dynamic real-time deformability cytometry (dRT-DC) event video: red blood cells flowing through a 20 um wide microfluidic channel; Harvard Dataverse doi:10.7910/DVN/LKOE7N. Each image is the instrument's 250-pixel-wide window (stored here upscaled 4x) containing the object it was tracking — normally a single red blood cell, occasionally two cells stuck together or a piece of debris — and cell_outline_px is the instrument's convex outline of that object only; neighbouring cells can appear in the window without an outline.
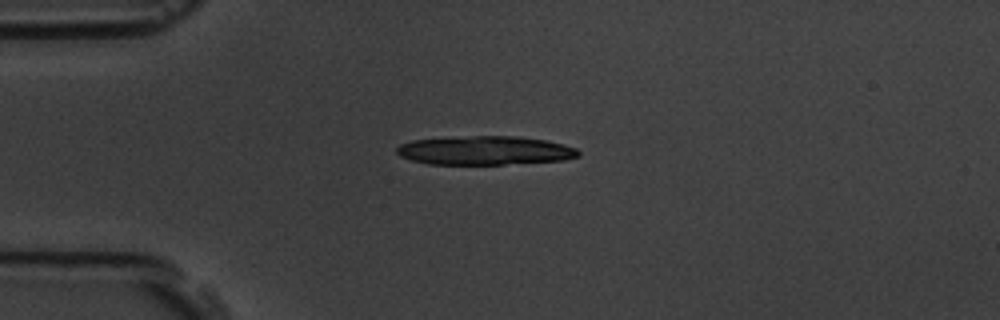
{"species": "common noctule bat (a hibernating species)", "species_latin": "Nyctalus noctula", "temperature_condition": "room temperature", "stored_images_in_passage": 2, "camera_frame_rate_fps": 3000, "um_per_image_px": 0.085, "animal": {"sex": "male", "body_mass_g": 19.5, "forearm_length_mm": 54.6}, "frame": {"image": 1, "passage_image": 1, "time_ms": 0.0, "image_size_px": [1000, 320], "cell_outline_px": [[580, 156], [564, 160], [504, 164], [428, 164], [412, 160], [400, 156], [396, 152], [396, 148], [400, 144], [412, 140], [472, 136], [516, 136], [544, 140], [564, 144], [576, 148], [580, 152]], "centroid_in_image_um": [41.23, 12.79], "position_along_channel_um": 43.8, "area_um2": 30.4}}